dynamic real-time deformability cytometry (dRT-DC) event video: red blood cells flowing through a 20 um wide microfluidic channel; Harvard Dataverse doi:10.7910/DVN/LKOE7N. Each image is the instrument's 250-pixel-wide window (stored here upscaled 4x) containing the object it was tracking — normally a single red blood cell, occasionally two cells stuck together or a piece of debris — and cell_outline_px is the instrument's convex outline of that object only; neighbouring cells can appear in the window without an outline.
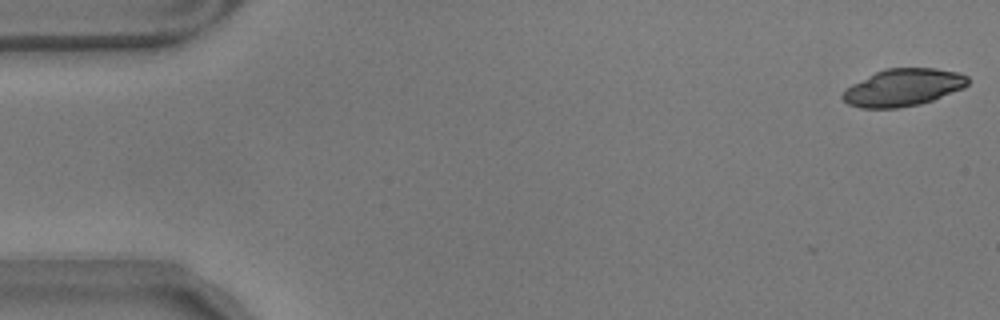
{"species": "common noctule bat (a hibernating species)", "species_latin": "Nyctalus noctula", "temperature_condition": "warm", "stored_images_in_passage": 13, "camera_frame_rate_fps": 3000, "um_per_image_px": 0.085, "animal": {"sex": "male", "body_mass_g": 17.9}, "frame": {"image": 1, "passage_image": 1, "time_ms": 0.0, "image_size_px": [1000, 320], "cell_outline_px": [[968, 84], [964, 88], [932, 100], [920, 104], [900, 108], [860, 108], [848, 104], [840, 96], [852, 84], [884, 68], [936, 68], [960, 72], [968, 76]], "centroid_in_image_um": [76.79, 7.43], "position_along_channel_um": 8.2, "area_um2": 27.22}}